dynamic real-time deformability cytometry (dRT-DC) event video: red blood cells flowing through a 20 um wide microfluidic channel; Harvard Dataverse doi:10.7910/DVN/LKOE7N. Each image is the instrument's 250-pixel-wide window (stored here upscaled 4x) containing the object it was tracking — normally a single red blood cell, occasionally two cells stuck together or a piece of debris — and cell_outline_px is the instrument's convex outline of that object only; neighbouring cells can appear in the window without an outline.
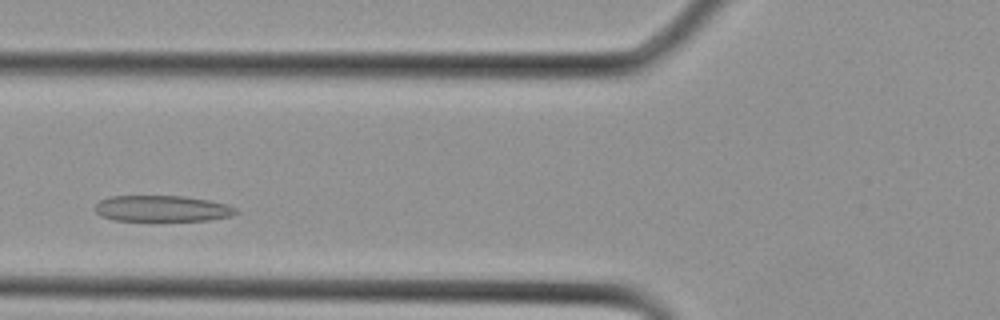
{"species": "Egyptian fruit bat (a non-hibernating species)", "species_latin": "Rousettus aegyptiacus", "temperature_condition": "cold", "stored_images_in_passage": 22, "camera_frame_rate_fps": 3000, "um_per_image_px": 0.085, "animal": {"sex": "female"}, "frame": {"image": 1, "passage_image": 4, "time_ms": 1.0, "image_size_px": [1000, 320], "cell_outline_px": [[240, 212], [232, 216], [208, 220], [112, 220], [100, 216], [96, 212], [96, 204], [100, 200], [108, 196], [184, 196], [208, 200], [228, 204], [236, 208]], "centroid_in_image_um": [13.8, 17.72], "position_along_channel_um": 112.0, "area_um2": 21.44}}
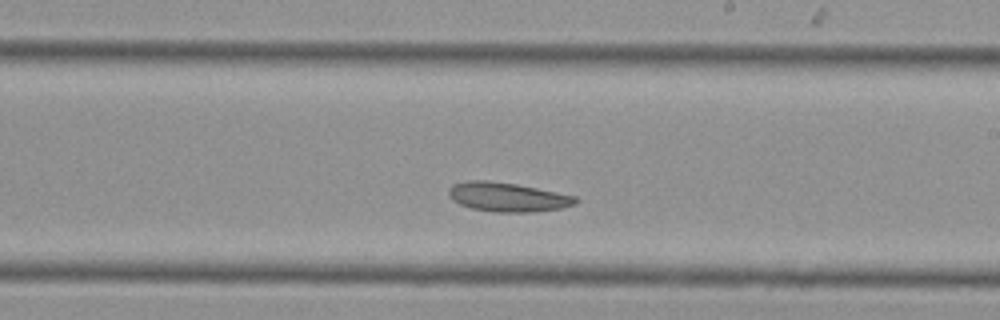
{"frame": {"image": 2, "passage_image": 10, "time_ms": 3.0, "image_size_px": [1000, 320], "cell_outline_px": [[580, 200], [576, 204], [560, 208], [532, 212], [496, 212], [472, 208], [460, 204], [452, 200], [448, 196], [448, 188], [452, 184], [464, 180], [488, 180], [516, 184], [576, 196]], "centroid_in_image_um": [43.11, 16.74], "position_along_channel_um": 245.9, "area_um2": 21.68}}
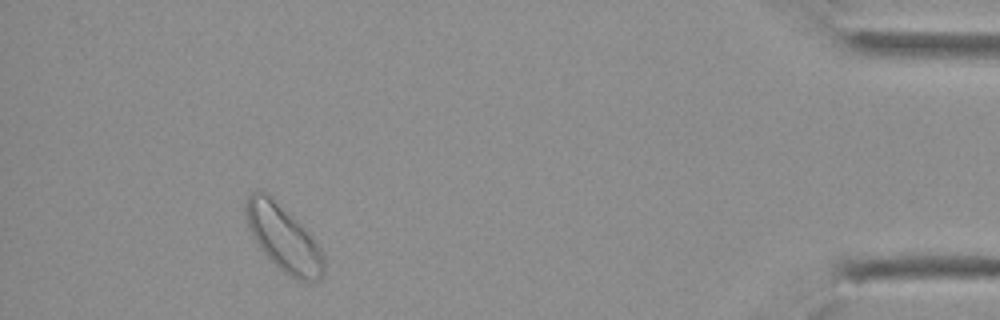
{"frame": {"image": 3, "passage_image": 20, "time_ms": 6.333, "image_size_px": [1000, 320], "cell_outline_px": [[324, 272], [320, 280], [300, 280], [288, 276], [260, 248], [248, 224], [244, 212], [244, 208], [248, 196], [252, 192], [260, 188], [300, 224], [304, 228], [320, 248], [324, 256]], "centroid_in_image_um": [24.09, 20.25], "position_along_channel_um": 411.1, "area_um2": 29.02}}